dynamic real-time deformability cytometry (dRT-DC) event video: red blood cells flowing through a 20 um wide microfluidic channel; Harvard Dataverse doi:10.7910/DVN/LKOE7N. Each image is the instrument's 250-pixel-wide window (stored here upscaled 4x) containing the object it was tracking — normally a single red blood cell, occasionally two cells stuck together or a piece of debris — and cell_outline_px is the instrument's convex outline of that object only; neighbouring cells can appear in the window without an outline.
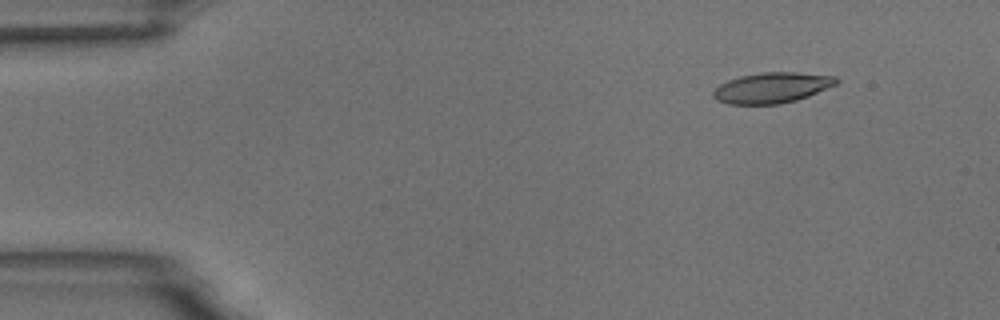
{"species": "common noctule bat (a hibernating species)", "species_latin": "Nyctalus noctula", "temperature_condition": "room temperature", "stored_images_in_passage": 4, "camera_frame_rate_fps": 3000, "um_per_image_px": 0.085, "animal": {"sex": "male", "body_mass_g": 18.8}, "frame": {"image": 1, "passage_image": 1, "time_ms": 0.0, "image_size_px": [1000, 320], "cell_outline_px": [[840, 80], [836, 84], [808, 96], [796, 100], [780, 104], [728, 104], [716, 100], [712, 96], [712, 92], [720, 84], [728, 80], [740, 76], [760, 72], [796, 72], [836, 76]], "centroid_in_image_um": [65.6, 7.45], "position_along_channel_um": 19.4, "area_um2": 21.96}}
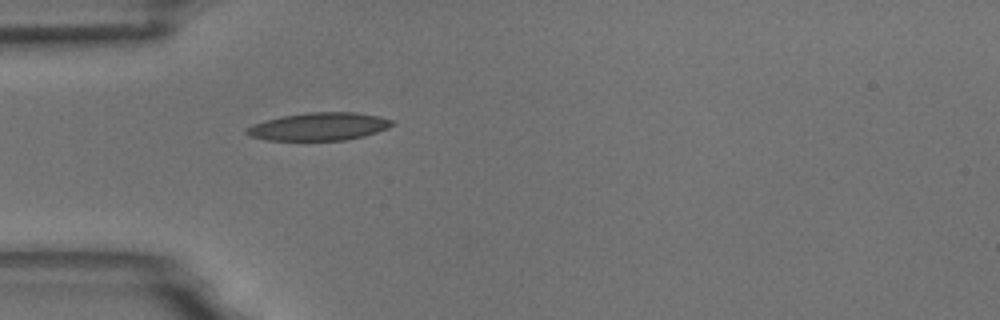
{"frame": {"image": 2, "passage_image": 4, "time_ms": 3.333, "image_size_px": [1000, 320], "cell_outline_px": [[396, 124], [388, 128], [364, 136], [344, 140], [268, 140], [248, 136], [244, 132], [244, 128], [252, 124], [280, 116], [308, 112], [356, 112], [380, 116], [392, 120]], "centroid_in_image_um": [27.09, 10.75], "position_along_channel_um": 57.9, "area_um2": 23.81}}